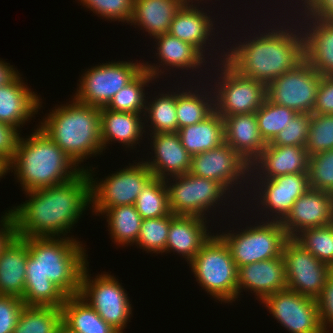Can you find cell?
I'll return each instance as SVG.
<instances>
[{
  "instance_id": "obj_1",
  "label": "cell",
  "mask_w": 333,
  "mask_h": 333,
  "mask_svg": "<svg viewBox=\"0 0 333 333\" xmlns=\"http://www.w3.org/2000/svg\"><path fill=\"white\" fill-rule=\"evenodd\" d=\"M77 239L27 237L25 306L61 307L67 296L79 295L81 276L90 262L85 244Z\"/></svg>"
},
{
  "instance_id": "obj_2",
  "label": "cell",
  "mask_w": 333,
  "mask_h": 333,
  "mask_svg": "<svg viewBox=\"0 0 333 333\" xmlns=\"http://www.w3.org/2000/svg\"><path fill=\"white\" fill-rule=\"evenodd\" d=\"M293 16L291 13L286 19L283 16L275 15V19L270 18L268 24L265 21L268 18L261 19L260 21L265 22V24L263 22L261 24L265 25L263 26L265 29L260 24L257 27L251 24V30L248 31L253 30L254 33L243 30L250 36L242 33L241 35H244L245 39H242V36L240 38L232 37L234 41L228 43L233 44L225 45L224 61L239 75L258 80L266 86L277 77L295 68L305 59V54L303 31ZM236 38L238 39L235 40Z\"/></svg>"
},
{
  "instance_id": "obj_3",
  "label": "cell",
  "mask_w": 333,
  "mask_h": 333,
  "mask_svg": "<svg viewBox=\"0 0 333 333\" xmlns=\"http://www.w3.org/2000/svg\"><path fill=\"white\" fill-rule=\"evenodd\" d=\"M23 204L10 208L14 235L74 238L69 236L83 213L91 210V180L87 171L65 183L25 192Z\"/></svg>"
},
{
  "instance_id": "obj_4",
  "label": "cell",
  "mask_w": 333,
  "mask_h": 333,
  "mask_svg": "<svg viewBox=\"0 0 333 333\" xmlns=\"http://www.w3.org/2000/svg\"><path fill=\"white\" fill-rule=\"evenodd\" d=\"M8 169L23 193L65 183L83 171L38 127L26 138H19Z\"/></svg>"
},
{
  "instance_id": "obj_5",
  "label": "cell",
  "mask_w": 333,
  "mask_h": 333,
  "mask_svg": "<svg viewBox=\"0 0 333 333\" xmlns=\"http://www.w3.org/2000/svg\"><path fill=\"white\" fill-rule=\"evenodd\" d=\"M71 99L58 107L55 105L37 127L85 171L81 163L92 156L103 155L101 108L83 104L73 96Z\"/></svg>"
},
{
  "instance_id": "obj_6",
  "label": "cell",
  "mask_w": 333,
  "mask_h": 333,
  "mask_svg": "<svg viewBox=\"0 0 333 333\" xmlns=\"http://www.w3.org/2000/svg\"><path fill=\"white\" fill-rule=\"evenodd\" d=\"M193 277L214 301L232 303L237 300L238 268L229 247L214 233L188 263Z\"/></svg>"
},
{
  "instance_id": "obj_7",
  "label": "cell",
  "mask_w": 333,
  "mask_h": 333,
  "mask_svg": "<svg viewBox=\"0 0 333 333\" xmlns=\"http://www.w3.org/2000/svg\"><path fill=\"white\" fill-rule=\"evenodd\" d=\"M165 183L168 189L169 208L174 215L198 216L210 220L208 216L212 217L211 213L216 215L217 211L224 212L222 208L226 210L231 207L229 206L232 205L231 201L235 206L237 204L235 198L231 197L232 195L220 183L195 176L190 172L166 178ZM227 199H230L228 202L231 204ZM223 205L228 206L225 208Z\"/></svg>"
},
{
  "instance_id": "obj_8",
  "label": "cell",
  "mask_w": 333,
  "mask_h": 333,
  "mask_svg": "<svg viewBox=\"0 0 333 333\" xmlns=\"http://www.w3.org/2000/svg\"><path fill=\"white\" fill-rule=\"evenodd\" d=\"M250 220L249 226L217 231L229 247L237 268L254 262L282 256L284 244L289 237L280 221ZM256 221V222H254ZM251 222L253 224H251ZM238 229V230H236ZM233 231V232H232ZM221 233V234H220Z\"/></svg>"
},
{
  "instance_id": "obj_9",
  "label": "cell",
  "mask_w": 333,
  "mask_h": 333,
  "mask_svg": "<svg viewBox=\"0 0 333 333\" xmlns=\"http://www.w3.org/2000/svg\"><path fill=\"white\" fill-rule=\"evenodd\" d=\"M215 64H211L212 69L211 67L209 69L211 70L209 73L214 69L213 73L216 74H209L211 77L209 81L214 82L211 86L215 111L220 116L255 113L267 98L266 85L239 75L224 60Z\"/></svg>"
},
{
  "instance_id": "obj_10",
  "label": "cell",
  "mask_w": 333,
  "mask_h": 333,
  "mask_svg": "<svg viewBox=\"0 0 333 333\" xmlns=\"http://www.w3.org/2000/svg\"><path fill=\"white\" fill-rule=\"evenodd\" d=\"M249 185L248 188L250 189H248L249 191L247 193L249 196H246L244 205H247L249 200H251L248 206H246L247 210H245L244 207V210L242 209L240 213L242 214L250 210V208H253L252 205L254 204L255 207L253 211L257 209L254 214L258 212V216L255 215L253 219H256V217L259 219L264 212L265 214L261 217L262 221L280 222L290 212L296 199L310 188L308 172L287 174L273 179H249ZM250 196H252L253 199ZM247 197L249 200H247ZM251 202L252 205L250 204Z\"/></svg>"
},
{
  "instance_id": "obj_11",
  "label": "cell",
  "mask_w": 333,
  "mask_h": 333,
  "mask_svg": "<svg viewBox=\"0 0 333 333\" xmlns=\"http://www.w3.org/2000/svg\"><path fill=\"white\" fill-rule=\"evenodd\" d=\"M138 160V163L134 160V163L119 168L115 173L108 174L100 181L97 177L93 178L96 176L95 171H93L96 168L91 165L86 167L85 165V171H87L91 180V209L93 215L100 216L108 208L135 204L141 190L154 177L144 160L142 158H138Z\"/></svg>"
},
{
  "instance_id": "obj_12",
  "label": "cell",
  "mask_w": 333,
  "mask_h": 333,
  "mask_svg": "<svg viewBox=\"0 0 333 333\" xmlns=\"http://www.w3.org/2000/svg\"><path fill=\"white\" fill-rule=\"evenodd\" d=\"M89 264L81 276L79 296L84 299L97 314L119 333H124L132 316L130 297L119 283L118 278L109 272L91 277Z\"/></svg>"
},
{
  "instance_id": "obj_13",
  "label": "cell",
  "mask_w": 333,
  "mask_h": 333,
  "mask_svg": "<svg viewBox=\"0 0 333 333\" xmlns=\"http://www.w3.org/2000/svg\"><path fill=\"white\" fill-rule=\"evenodd\" d=\"M189 172L198 177L217 181L232 194V197L237 198L235 201L239 200L242 195L240 201H237L239 208L234 213L238 214L241 206H244L242 205L243 199L249 189L250 164L227 143L224 142L209 151L193 155ZM244 184L247 191L244 189ZM236 194L240 196L237 197ZM240 202L242 203L240 204Z\"/></svg>"
},
{
  "instance_id": "obj_14",
  "label": "cell",
  "mask_w": 333,
  "mask_h": 333,
  "mask_svg": "<svg viewBox=\"0 0 333 333\" xmlns=\"http://www.w3.org/2000/svg\"><path fill=\"white\" fill-rule=\"evenodd\" d=\"M135 61H106L88 67L80 76L73 97L83 104L106 107L113 96L144 69L143 60Z\"/></svg>"
},
{
  "instance_id": "obj_15",
  "label": "cell",
  "mask_w": 333,
  "mask_h": 333,
  "mask_svg": "<svg viewBox=\"0 0 333 333\" xmlns=\"http://www.w3.org/2000/svg\"><path fill=\"white\" fill-rule=\"evenodd\" d=\"M205 7H207V6H204V7L200 6V3H194V4L193 3H184L183 6L179 9V11L176 13L174 19L172 20L168 33L174 37L179 38L180 40H182L184 42H188L191 45H193L207 58V60L212 59L211 60V64H212V62L217 63L219 61L224 60L225 50L222 48H225L224 46H225V44H226L225 42L227 40L226 39L224 40V37L220 38L218 36V34L223 35L221 32H225L226 28H224V26L223 27L218 26L216 24L218 21V19L216 17H218V16H214V17L211 16V15H213L212 14L213 11L210 12L209 9L207 10V9H205ZM215 19H217V20L215 21ZM219 27L224 29V31H221V29ZM215 36L218 38L215 39L216 38ZM219 39L222 40V41H219L222 43L221 45L218 42ZM216 42H218V43H216ZM216 46H219V48ZM216 48H218V50ZM220 49L222 52H220ZM213 53H215L214 54L215 57H214ZM218 53H219V55H218ZM216 55H217V57H216ZM209 56H211V57L209 58ZM212 56H213V58H212Z\"/></svg>"
},
{
  "instance_id": "obj_16",
  "label": "cell",
  "mask_w": 333,
  "mask_h": 333,
  "mask_svg": "<svg viewBox=\"0 0 333 333\" xmlns=\"http://www.w3.org/2000/svg\"><path fill=\"white\" fill-rule=\"evenodd\" d=\"M321 75L304 59L266 86L267 99L296 113L312 114Z\"/></svg>"
},
{
  "instance_id": "obj_17",
  "label": "cell",
  "mask_w": 333,
  "mask_h": 333,
  "mask_svg": "<svg viewBox=\"0 0 333 333\" xmlns=\"http://www.w3.org/2000/svg\"><path fill=\"white\" fill-rule=\"evenodd\" d=\"M282 257L287 289L317 300L333 269L319 261L294 238H289L284 244Z\"/></svg>"
},
{
  "instance_id": "obj_18",
  "label": "cell",
  "mask_w": 333,
  "mask_h": 333,
  "mask_svg": "<svg viewBox=\"0 0 333 333\" xmlns=\"http://www.w3.org/2000/svg\"><path fill=\"white\" fill-rule=\"evenodd\" d=\"M261 304L289 333H326L320 323L317 300L285 289L266 296Z\"/></svg>"
},
{
  "instance_id": "obj_19",
  "label": "cell",
  "mask_w": 333,
  "mask_h": 333,
  "mask_svg": "<svg viewBox=\"0 0 333 333\" xmlns=\"http://www.w3.org/2000/svg\"><path fill=\"white\" fill-rule=\"evenodd\" d=\"M153 44L156 46L155 49L157 51L155 50L156 54L154 56H156L155 59H158V61H156L158 63L156 64L143 61V68L148 71L156 80L158 78L163 79L164 74V76H166V74H170L169 76L175 77L171 74L175 73L177 69L178 71L183 70L185 74L188 72L192 73L194 70L196 71L195 73H199L201 71L203 73L206 72L205 76H203V79L207 78L209 80L210 77H206V74H209L207 71H209L210 68L205 65L207 63L210 64L211 61L206 60L207 58L190 43L184 42L179 38L170 35L169 33H165L154 38ZM201 68L203 70L205 69L206 71H203ZM171 70L173 73L169 72Z\"/></svg>"
},
{
  "instance_id": "obj_20",
  "label": "cell",
  "mask_w": 333,
  "mask_h": 333,
  "mask_svg": "<svg viewBox=\"0 0 333 333\" xmlns=\"http://www.w3.org/2000/svg\"><path fill=\"white\" fill-rule=\"evenodd\" d=\"M333 223V194L309 188L302 194L281 221L289 238H295L305 229Z\"/></svg>"
},
{
  "instance_id": "obj_21",
  "label": "cell",
  "mask_w": 333,
  "mask_h": 333,
  "mask_svg": "<svg viewBox=\"0 0 333 333\" xmlns=\"http://www.w3.org/2000/svg\"><path fill=\"white\" fill-rule=\"evenodd\" d=\"M149 156L142 158L154 177L166 179L187 174L191 166V155L181 144L177 132L148 134ZM154 151V153H153ZM154 155V156H153ZM146 160V161H145Z\"/></svg>"
},
{
  "instance_id": "obj_22",
  "label": "cell",
  "mask_w": 333,
  "mask_h": 333,
  "mask_svg": "<svg viewBox=\"0 0 333 333\" xmlns=\"http://www.w3.org/2000/svg\"><path fill=\"white\" fill-rule=\"evenodd\" d=\"M285 289L287 281L282 256L238 267L237 301L243 291L254 293L255 300L261 302L266 296Z\"/></svg>"
},
{
  "instance_id": "obj_23",
  "label": "cell",
  "mask_w": 333,
  "mask_h": 333,
  "mask_svg": "<svg viewBox=\"0 0 333 333\" xmlns=\"http://www.w3.org/2000/svg\"><path fill=\"white\" fill-rule=\"evenodd\" d=\"M309 156L303 146L266 145L250 164V179H273L308 172Z\"/></svg>"
},
{
  "instance_id": "obj_24",
  "label": "cell",
  "mask_w": 333,
  "mask_h": 333,
  "mask_svg": "<svg viewBox=\"0 0 333 333\" xmlns=\"http://www.w3.org/2000/svg\"><path fill=\"white\" fill-rule=\"evenodd\" d=\"M21 76L18 73L0 87V122L10 124L20 132L43 107L41 97L24 83Z\"/></svg>"
},
{
  "instance_id": "obj_25",
  "label": "cell",
  "mask_w": 333,
  "mask_h": 333,
  "mask_svg": "<svg viewBox=\"0 0 333 333\" xmlns=\"http://www.w3.org/2000/svg\"><path fill=\"white\" fill-rule=\"evenodd\" d=\"M293 17L303 31L305 60L321 76H333V21L309 18L302 13Z\"/></svg>"
},
{
  "instance_id": "obj_26",
  "label": "cell",
  "mask_w": 333,
  "mask_h": 333,
  "mask_svg": "<svg viewBox=\"0 0 333 333\" xmlns=\"http://www.w3.org/2000/svg\"><path fill=\"white\" fill-rule=\"evenodd\" d=\"M210 221L198 216L174 215L171 212L165 254L173 252L175 255L176 252L188 264L214 234L211 232L212 227L209 228Z\"/></svg>"
},
{
  "instance_id": "obj_27",
  "label": "cell",
  "mask_w": 333,
  "mask_h": 333,
  "mask_svg": "<svg viewBox=\"0 0 333 333\" xmlns=\"http://www.w3.org/2000/svg\"><path fill=\"white\" fill-rule=\"evenodd\" d=\"M100 126L104 153L107 146L113 143H120L124 148L134 150L137 144H142V137L146 136L143 114L113 111L103 107L100 110Z\"/></svg>"
},
{
  "instance_id": "obj_28",
  "label": "cell",
  "mask_w": 333,
  "mask_h": 333,
  "mask_svg": "<svg viewBox=\"0 0 333 333\" xmlns=\"http://www.w3.org/2000/svg\"><path fill=\"white\" fill-rule=\"evenodd\" d=\"M27 237L13 235L0 250V295L22 299L28 259Z\"/></svg>"
},
{
  "instance_id": "obj_29",
  "label": "cell",
  "mask_w": 333,
  "mask_h": 333,
  "mask_svg": "<svg viewBox=\"0 0 333 333\" xmlns=\"http://www.w3.org/2000/svg\"><path fill=\"white\" fill-rule=\"evenodd\" d=\"M224 121L225 143L251 164L266 147L255 113L221 116Z\"/></svg>"
},
{
  "instance_id": "obj_30",
  "label": "cell",
  "mask_w": 333,
  "mask_h": 333,
  "mask_svg": "<svg viewBox=\"0 0 333 333\" xmlns=\"http://www.w3.org/2000/svg\"><path fill=\"white\" fill-rule=\"evenodd\" d=\"M195 78L197 81L195 79L193 80L198 82L197 85L192 86V83H190L192 81H190L191 79L188 77L189 82L186 84V88L182 86V83H178V88H176L178 130L203 121L215 111L214 93L210 85L212 83H209L208 80V83H205L203 79L201 81V77H199V80L197 77ZM179 84L182 87L179 88ZM198 84H201V86H198ZM207 85H209V87Z\"/></svg>"
},
{
  "instance_id": "obj_31",
  "label": "cell",
  "mask_w": 333,
  "mask_h": 333,
  "mask_svg": "<svg viewBox=\"0 0 333 333\" xmlns=\"http://www.w3.org/2000/svg\"><path fill=\"white\" fill-rule=\"evenodd\" d=\"M182 0H133V14L129 24L147 32L151 38L168 33Z\"/></svg>"
},
{
  "instance_id": "obj_32",
  "label": "cell",
  "mask_w": 333,
  "mask_h": 333,
  "mask_svg": "<svg viewBox=\"0 0 333 333\" xmlns=\"http://www.w3.org/2000/svg\"><path fill=\"white\" fill-rule=\"evenodd\" d=\"M181 144L193 156L225 142L223 118L214 111L203 121L178 130Z\"/></svg>"
},
{
  "instance_id": "obj_33",
  "label": "cell",
  "mask_w": 333,
  "mask_h": 333,
  "mask_svg": "<svg viewBox=\"0 0 333 333\" xmlns=\"http://www.w3.org/2000/svg\"><path fill=\"white\" fill-rule=\"evenodd\" d=\"M174 89H172V91L171 89L167 91L160 89L161 92L154 91V97L152 95V98H147L143 115L144 129L146 130L149 128V131H145L147 135L149 133L178 132L176 86ZM148 99L150 100L148 101Z\"/></svg>"
},
{
  "instance_id": "obj_34",
  "label": "cell",
  "mask_w": 333,
  "mask_h": 333,
  "mask_svg": "<svg viewBox=\"0 0 333 333\" xmlns=\"http://www.w3.org/2000/svg\"><path fill=\"white\" fill-rule=\"evenodd\" d=\"M62 323L78 333H119L79 295L67 296L61 306Z\"/></svg>"
},
{
  "instance_id": "obj_35",
  "label": "cell",
  "mask_w": 333,
  "mask_h": 333,
  "mask_svg": "<svg viewBox=\"0 0 333 333\" xmlns=\"http://www.w3.org/2000/svg\"><path fill=\"white\" fill-rule=\"evenodd\" d=\"M105 215L110 239L117 246L128 247L135 245L141 229L143 219L134 205H120L106 209ZM133 244V245H132Z\"/></svg>"
},
{
  "instance_id": "obj_36",
  "label": "cell",
  "mask_w": 333,
  "mask_h": 333,
  "mask_svg": "<svg viewBox=\"0 0 333 333\" xmlns=\"http://www.w3.org/2000/svg\"><path fill=\"white\" fill-rule=\"evenodd\" d=\"M154 81V82H153ZM159 82L148 71L143 69L132 81L120 89L110 100L106 109L143 114L146 106L145 87H150L152 83ZM150 84V85H149Z\"/></svg>"
},
{
  "instance_id": "obj_37",
  "label": "cell",
  "mask_w": 333,
  "mask_h": 333,
  "mask_svg": "<svg viewBox=\"0 0 333 333\" xmlns=\"http://www.w3.org/2000/svg\"><path fill=\"white\" fill-rule=\"evenodd\" d=\"M61 307L24 306L13 333H59Z\"/></svg>"
},
{
  "instance_id": "obj_38",
  "label": "cell",
  "mask_w": 333,
  "mask_h": 333,
  "mask_svg": "<svg viewBox=\"0 0 333 333\" xmlns=\"http://www.w3.org/2000/svg\"><path fill=\"white\" fill-rule=\"evenodd\" d=\"M134 206L143 220L169 215L171 211L165 180L153 177L137 196Z\"/></svg>"
},
{
  "instance_id": "obj_39",
  "label": "cell",
  "mask_w": 333,
  "mask_h": 333,
  "mask_svg": "<svg viewBox=\"0 0 333 333\" xmlns=\"http://www.w3.org/2000/svg\"><path fill=\"white\" fill-rule=\"evenodd\" d=\"M297 113L288 107L280 106L267 98L255 112L258 128L263 140L270 143Z\"/></svg>"
},
{
  "instance_id": "obj_40",
  "label": "cell",
  "mask_w": 333,
  "mask_h": 333,
  "mask_svg": "<svg viewBox=\"0 0 333 333\" xmlns=\"http://www.w3.org/2000/svg\"><path fill=\"white\" fill-rule=\"evenodd\" d=\"M294 239L319 261L333 269V223L305 229Z\"/></svg>"
},
{
  "instance_id": "obj_41",
  "label": "cell",
  "mask_w": 333,
  "mask_h": 333,
  "mask_svg": "<svg viewBox=\"0 0 333 333\" xmlns=\"http://www.w3.org/2000/svg\"><path fill=\"white\" fill-rule=\"evenodd\" d=\"M171 213L157 218L144 219L135 245L146 253H165Z\"/></svg>"
},
{
  "instance_id": "obj_42",
  "label": "cell",
  "mask_w": 333,
  "mask_h": 333,
  "mask_svg": "<svg viewBox=\"0 0 333 333\" xmlns=\"http://www.w3.org/2000/svg\"><path fill=\"white\" fill-rule=\"evenodd\" d=\"M305 149L309 155L333 149V114H311Z\"/></svg>"
},
{
  "instance_id": "obj_43",
  "label": "cell",
  "mask_w": 333,
  "mask_h": 333,
  "mask_svg": "<svg viewBox=\"0 0 333 333\" xmlns=\"http://www.w3.org/2000/svg\"><path fill=\"white\" fill-rule=\"evenodd\" d=\"M309 187L333 194V149L309 156Z\"/></svg>"
},
{
  "instance_id": "obj_44",
  "label": "cell",
  "mask_w": 333,
  "mask_h": 333,
  "mask_svg": "<svg viewBox=\"0 0 333 333\" xmlns=\"http://www.w3.org/2000/svg\"><path fill=\"white\" fill-rule=\"evenodd\" d=\"M78 2L98 17L105 18L104 20L129 24L132 18L133 0H78Z\"/></svg>"
},
{
  "instance_id": "obj_45",
  "label": "cell",
  "mask_w": 333,
  "mask_h": 333,
  "mask_svg": "<svg viewBox=\"0 0 333 333\" xmlns=\"http://www.w3.org/2000/svg\"><path fill=\"white\" fill-rule=\"evenodd\" d=\"M311 114L297 113L270 143L275 146H303L305 147Z\"/></svg>"
},
{
  "instance_id": "obj_46",
  "label": "cell",
  "mask_w": 333,
  "mask_h": 333,
  "mask_svg": "<svg viewBox=\"0 0 333 333\" xmlns=\"http://www.w3.org/2000/svg\"><path fill=\"white\" fill-rule=\"evenodd\" d=\"M24 302L11 295H0V333H13Z\"/></svg>"
},
{
  "instance_id": "obj_47",
  "label": "cell",
  "mask_w": 333,
  "mask_h": 333,
  "mask_svg": "<svg viewBox=\"0 0 333 333\" xmlns=\"http://www.w3.org/2000/svg\"><path fill=\"white\" fill-rule=\"evenodd\" d=\"M319 319L326 333L333 329V270L330 272L322 293L317 299ZM333 332V330H332Z\"/></svg>"
},
{
  "instance_id": "obj_48",
  "label": "cell",
  "mask_w": 333,
  "mask_h": 333,
  "mask_svg": "<svg viewBox=\"0 0 333 333\" xmlns=\"http://www.w3.org/2000/svg\"><path fill=\"white\" fill-rule=\"evenodd\" d=\"M20 133L10 124L0 122V158L8 164L15 156L18 140L22 135Z\"/></svg>"
},
{
  "instance_id": "obj_49",
  "label": "cell",
  "mask_w": 333,
  "mask_h": 333,
  "mask_svg": "<svg viewBox=\"0 0 333 333\" xmlns=\"http://www.w3.org/2000/svg\"><path fill=\"white\" fill-rule=\"evenodd\" d=\"M312 114H333V76H321Z\"/></svg>"
},
{
  "instance_id": "obj_50",
  "label": "cell",
  "mask_w": 333,
  "mask_h": 333,
  "mask_svg": "<svg viewBox=\"0 0 333 333\" xmlns=\"http://www.w3.org/2000/svg\"><path fill=\"white\" fill-rule=\"evenodd\" d=\"M302 14L321 21H333V0H313Z\"/></svg>"
},
{
  "instance_id": "obj_51",
  "label": "cell",
  "mask_w": 333,
  "mask_h": 333,
  "mask_svg": "<svg viewBox=\"0 0 333 333\" xmlns=\"http://www.w3.org/2000/svg\"><path fill=\"white\" fill-rule=\"evenodd\" d=\"M14 235V223L11 211L8 209L0 218V250Z\"/></svg>"
},
{
  "instance_id": "obj_52",
  "label": "cell",
  "mask_w": 333,
  "mask_h": 333,
  "mask_svg": "<svg viewBox=\"0 0 333 333\" xmlns=\"http://www.w3.org/2000/svg\"><path fill=\"white\" fill-rule=\"evenodd\" d=\"M18 73L17 68H13V65L0 58V87L10 82Z\"/></svg>"
},
{
  "instance_id": "obj_53",
  "label": "cell",
  "mask_w": 333,
  "mask_h": 333,
  "mask_svg": "<svg viewBox=\"0 0 333 333\" xmlns=\"http://www.w3.org/2000/svg\"><path fill=\"white\" fill-rule=\"evenodd\" d=\"M293 2H294V0H292ZM292 1H290V0H288V3L289 4H287V5H289V7L288 8H290V7H292V9H288V10H290L289 11V13H288V10H285L283 13L282 12H278L277 14H284V15H282L283 17L285 16H288L289 17V15L288 14H290L291 12L293 13V12H295L294 13V15L295 14H298V13H302L308 6H309V4L313 1V0H295V4H293V2ZM301 2V3H300ZM299 3V4H298ZM294 5V6H293ZM296 5H298L297 6V8H296ZM299 7V8H298ZM294 8V9H293ZM296 9V10H295ZM287 12V13H286ZM285 14H287V15H285Z\"/></svg>"
},
{
  "instance_id": "obj_54",
  "label": "cell",
  "mask_w": 333,
  "mask_h": 333,
  "mask_svg": "<svg viewBox=\"0 0 333 333\" xmlns=\"http://www.w3.org/2000/svg\"><path fill=\"white\" fill-rule=\"evenodd\" d=\"M7 173H9L8 163L0 158V179L7 175Z\"/></svg>"
},
{
  "instance_id": "obj_55",
  "label": "cell",
  "mask_w": 333,
  "mask_h": 333,
  "mask_svg": "<svg viewBox=\"0 0 333 333\" xmlns=\"http://www.w3.org/2000/svg\"><path fill=\"white\" fill-rule=\"evenodd\" d=\"M182 1L184 3H201V5H204L203 3L210 4L209 2H207V1H210V0H182Z\"/></svg>"
},
{
  "instance_id": "obj_56",
  "label": "cell",
  "mask_w": 333,
  "mask_h": 333,
  "mask_svg": "<svg viewBox=\"0 0 333 333\" xmlns=\"http://www.w3.org/2000/svg\"><path fill=\"white\" fill-rule=\"evenodd\" d=\"M59 333H78V332H75V331H72L70 329H68L63 323L61 325V328H60V332Z\"/></svg>"
}]
</instances>
